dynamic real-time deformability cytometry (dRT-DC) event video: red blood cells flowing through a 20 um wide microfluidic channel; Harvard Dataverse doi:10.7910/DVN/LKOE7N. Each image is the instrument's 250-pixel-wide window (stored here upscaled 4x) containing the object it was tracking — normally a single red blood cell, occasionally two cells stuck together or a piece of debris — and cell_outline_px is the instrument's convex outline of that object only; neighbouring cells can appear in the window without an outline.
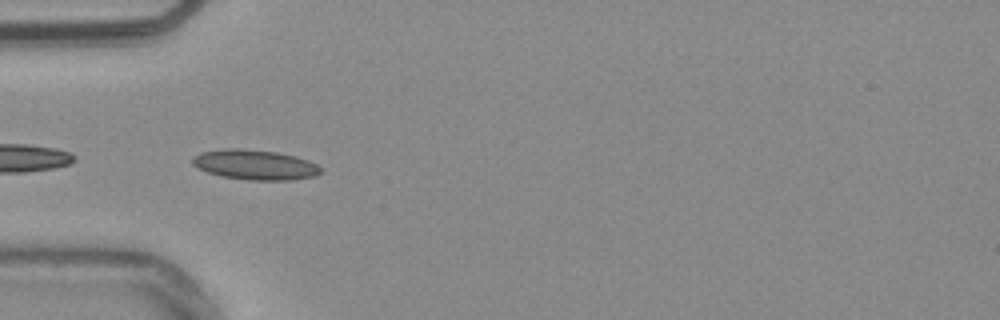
{"species": "common noctule bat (a hibernating species)", "species_latin": "Nyctalus noctula", "temperature_condition": "warm", "stored_images_in_passage": 8, "camera_frame_rate_fps": 3000, "um_per_image_px": 0.085, "animal": {"sex": "male", "body_mass_g": 20.4}, "frame": {"image": 1, "passage_image": 1, "time_ms": 0.0, "image_size_px": [1000, 320], "cell_outline_px": [[320, 172], [316, 176], [292, 180], [248, 180], [224, 176], [208, 172], [192, 164], [192, 156], [200, 152], [224, 148], [240, 148], [276, 152], [296, 156], [308, 160], [316, 164], [320, 168]], "centroid_in_image_um": [21.67, 13.99], "position_along_channel_um": 63.3, "area_um2": 22.37}}